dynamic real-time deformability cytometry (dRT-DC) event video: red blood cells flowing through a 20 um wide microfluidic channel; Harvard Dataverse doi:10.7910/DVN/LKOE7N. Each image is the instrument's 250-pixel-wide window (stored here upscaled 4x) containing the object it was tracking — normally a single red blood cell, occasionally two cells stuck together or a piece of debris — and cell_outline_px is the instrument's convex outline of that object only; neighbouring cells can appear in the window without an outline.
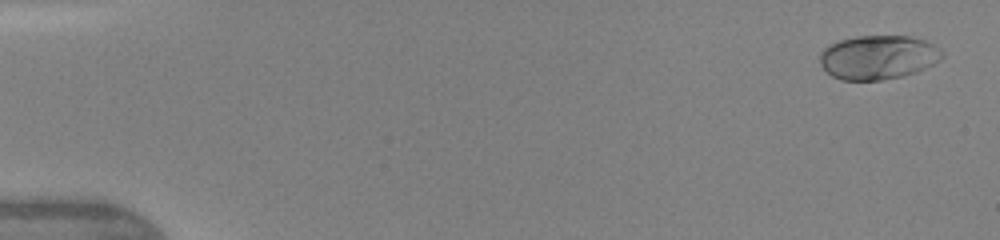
{"species": "human", "species_latin": "Homo sapiens", "temperature_condition": "warm", "stored_images_in_passage": 6, "camera_frame_rate_fps": 3000, "um_per_image_px": 0.085, "donor": {"sex": "female"}, "frame": {"image": 1, "passage_image": 1, "time_ms": 0.0, "image_size_px": [1000, 240], "cell_outline_px": [[944, 56], [940, 60], [916, 72], [904, 76], [880, 80], [840, 80], [832, 76], [820, 64], [820, 52], [828, 44], [840, 40], [856, 36], [908, 36], [924, 40], [940, 48]], "centroid_in_image_um": [74.62, 4.87], "position_along_channel_um": 10.4, "area_um2": 31.44}}
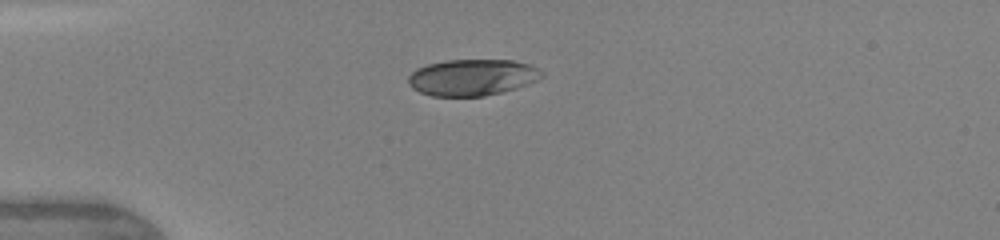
{"frame": {"image": 2, "passage_image": 5, "time_ms": 3.667, "image_size_px": [1000, 240], "cell_outline_px": [[544, 76], [528, 84], [516, 88], [484, 96], [432, 96], [420, 92], [412, 88], [408, 84], [408, 76], [416, 68], [428, 64], [448, 60], [512, 60], [528, 64], [544, 72]], "centroid_in_image_um": [40.12, 6.58], "position_along_channel_um": 44.9, "area_um2": 28.26}}